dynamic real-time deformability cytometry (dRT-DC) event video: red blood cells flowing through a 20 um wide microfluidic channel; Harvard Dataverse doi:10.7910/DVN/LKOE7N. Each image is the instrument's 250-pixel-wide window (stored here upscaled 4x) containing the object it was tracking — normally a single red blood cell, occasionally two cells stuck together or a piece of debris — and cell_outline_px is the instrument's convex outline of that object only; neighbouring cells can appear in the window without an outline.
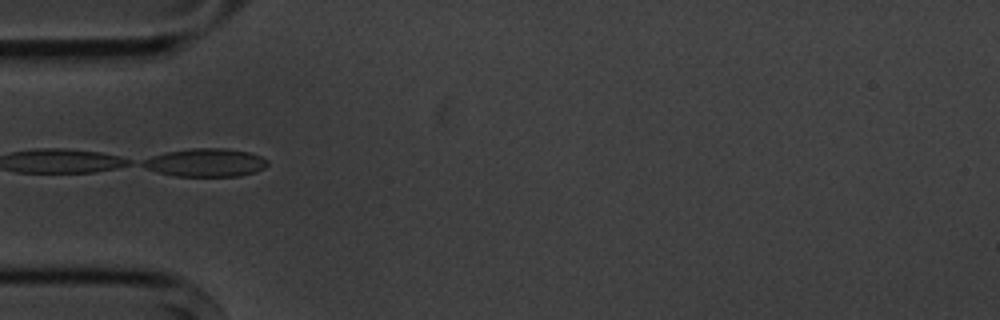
{"species": "common noctule bat (a hibernating species)", "species_latin": "Nyctalus noctula", "temperature_condition": "cold", "stored_images_in_passage": 5, "camera_frame_rate_fps": 3000, "um_per_image_px": 0.085, "animal": {"sex": "male", "body_mass_g": 20.1, "forearm_length_mm": 53.5}, "frame": {"image": 1, "passage_image": 4, "time_ms": 3.667, "image_size_px": [1000, 320], "cell_outline_px": [[268, 164], [264, 168], [256, 172], [240, 176], [172, 176], [156, 172], [140, 164], [144, 160], [152, 156], [168, 152], [192, 148], [224, 148], [248, 152], [260, 156], [268, 160]], "centroid_in_image_um": [17.5, 13.83], "position_along_channel_um": 67.5, "area_um2": 20.4}}